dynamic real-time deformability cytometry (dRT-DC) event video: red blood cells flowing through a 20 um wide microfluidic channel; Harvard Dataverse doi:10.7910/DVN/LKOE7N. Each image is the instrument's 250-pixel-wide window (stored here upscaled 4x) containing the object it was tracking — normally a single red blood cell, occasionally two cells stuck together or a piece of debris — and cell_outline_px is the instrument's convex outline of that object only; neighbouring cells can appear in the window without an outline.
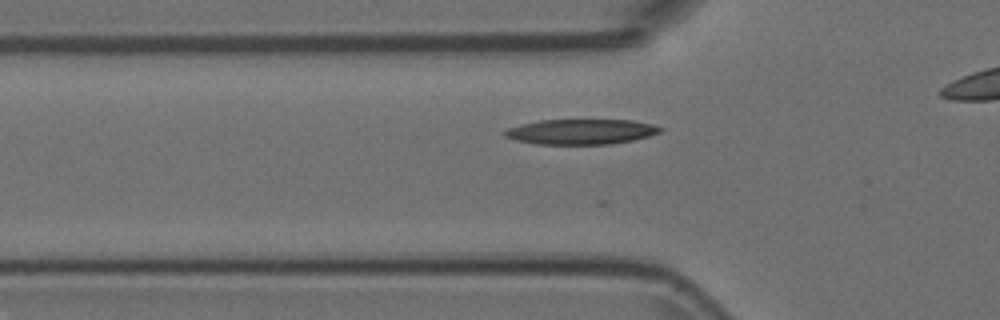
{"species": "Egyptian fruit bat (a non-hibernating species)", "species_latin": "Rousettus aegyptiacus", "temperature_condition": "room temperature", "stored_images_in_passage": 15, "camera_frame_rate_fps": 3000, "um_per_image_px": 0.085, "animal": {"sex": "female"}, "frame": {"image": 1, "passage_image": 3, "time_ms": 0.667, "image_size_px": [1000, 320], "cell_outline_px": [[664, 128], [660, 132], [648, 136], [632, 140], [608, 144], [536, 144], [516, 140], [504, 136], [504, 132], [508, 128], [520, 124], [540, 120], [632, 120], [652, 124]], "centroid_in_image_um": [49.38, 11.19], "position_along_channel_um": 76.4, "area_um2": 22.72}}
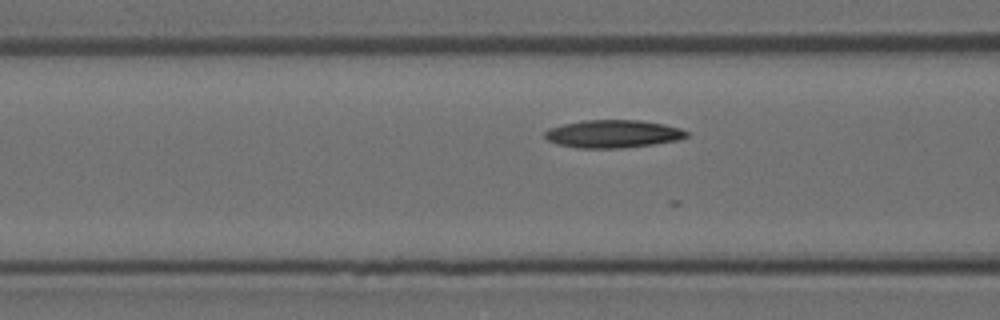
{"frame": {"image": 2, "passage_image": 6, "time_ms": 1.667, "image_size_px": [1000, 320], "cell_outline_px": [[688, 136], [676, 140], [652, 144], [620, 148], [576, 148], [556, 144], [548, 140], [544, 136], [544, 132], [548, 128], [564, 124], [584, 120], [640, 120], [664, 124], [680, 128], [688, 132]], "centroid_in_image_um": [52.06, 11.38], "position_along_channel_um": 114.5, "area_um2": 22.95}}
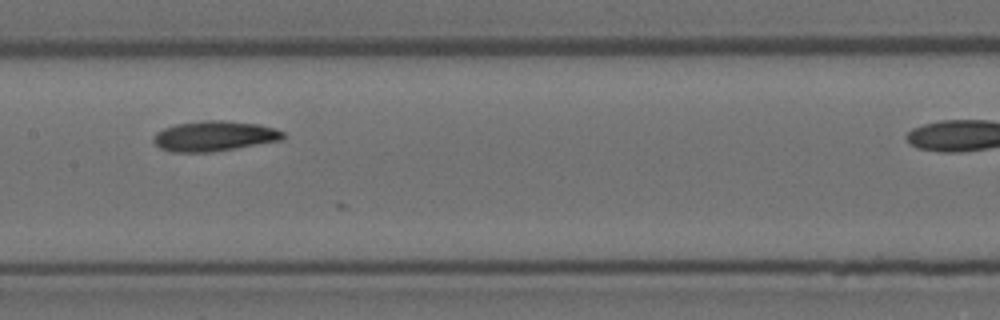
{"frame": {"image": 3, "passage_image": 12, "time_ms": 3.667, "image_size_px": [1000, 320], "cell_outline_px": [[284, 140], [212, 152], [172, 152], [160, 148], [152, 140], [156, 132], [164, 128], [176, 124], [204, 120], [224, 120], [260, 124], [276, 128], [284, 132]], "centroid_in_image_um": [18.24, 11.56], "position_along_channel_um": 189.2, "area_um2": 23.0}}